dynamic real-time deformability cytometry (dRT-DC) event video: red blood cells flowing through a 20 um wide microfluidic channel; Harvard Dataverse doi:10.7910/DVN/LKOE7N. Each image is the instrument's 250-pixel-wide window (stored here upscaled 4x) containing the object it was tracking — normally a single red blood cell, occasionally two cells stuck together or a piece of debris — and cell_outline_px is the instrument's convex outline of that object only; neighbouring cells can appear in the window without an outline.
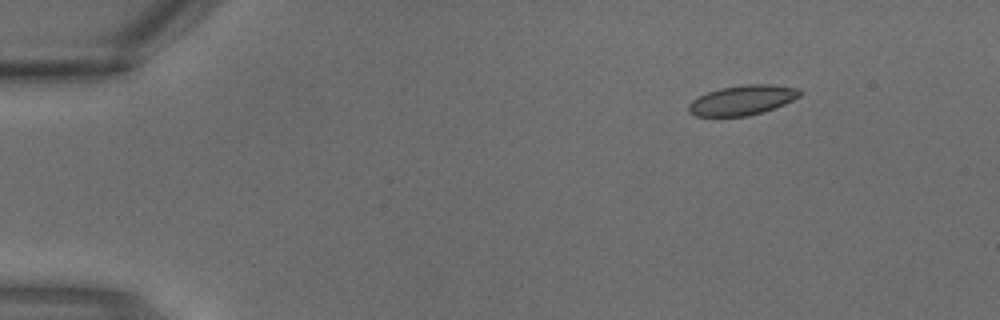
{"species": "common noctule bat (a hibernating species)", "species_latin": "Nyctalus noctula", "temperature_condition": "warm", "stored_images_in_passage": 3, "camera_frame_rate_fps": 3000, "um_per_image_px": 0.085, "animal": {"sex": "male", "body_mass_g": 18.8}, "frame": {"image": 1, "passage_image": 2, "time_ms": 0.333, "image_size_px": [1000, 320], "cell_outline_px": [[800, 96], [784, 104], [764, 112], [748, 116], [696, 116], [688, 112], [688, 104], [692, 100], [708, 92], [720, 88], [748, 84], [772, 84], [800, 88]], "centroid_in_image_um": [63.11, 8.51], "position_along_channel_um": 21.9, "area_um2": 19.31}}